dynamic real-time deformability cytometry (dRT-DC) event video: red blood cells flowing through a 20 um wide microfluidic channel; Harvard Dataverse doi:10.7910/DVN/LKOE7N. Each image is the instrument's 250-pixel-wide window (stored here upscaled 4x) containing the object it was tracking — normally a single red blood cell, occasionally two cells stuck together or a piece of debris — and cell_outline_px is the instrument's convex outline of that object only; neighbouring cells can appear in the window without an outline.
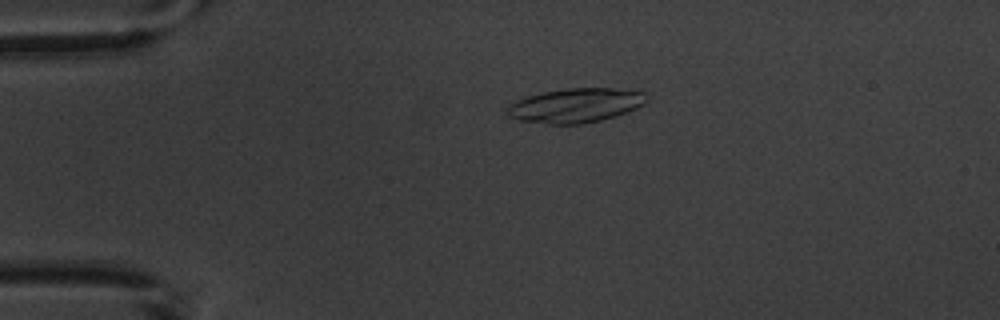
{"species": "common noctule bat (a hibernating species)", "species_latin": "Nyctalus noctula", "temperature_condition": "warm", "stored_images_in_passage": 5, "camera_frame_rate_fps": 3000, "um_per_image_px": 0.085, "animal": {"sex": "male", "body_mass_g": 20.1, "forearm_length_mm": 53.5}, "frame": {"image": 1, "passage_image": 4, "time_ms": 3.333, "image_size_px": [1000, 320], "cell_outline_px": [[648, 100], [644, 104], [636, 108], [616, 116], [584, 124], [548, 124], [520, 120], [508, 116], [508, 104], [516, 100], [528, 96], [544, 92], [568, 88], [612, 88], [644, 92], [648, 96]], "centroid_in_image_um": [48.94, 8.96], "position_along_channel_um": 36.1, "area_um2": 27.8}}